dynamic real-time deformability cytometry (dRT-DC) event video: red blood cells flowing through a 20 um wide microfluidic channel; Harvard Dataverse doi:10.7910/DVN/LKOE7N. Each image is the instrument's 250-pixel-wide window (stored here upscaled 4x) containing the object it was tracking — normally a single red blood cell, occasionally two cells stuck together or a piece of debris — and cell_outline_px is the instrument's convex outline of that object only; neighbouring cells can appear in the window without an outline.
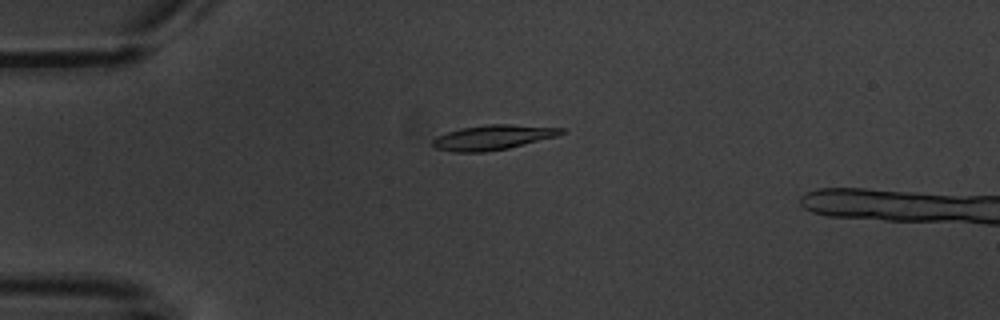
{"species": "common noctule bat (a hibernating species)", "species_latin": "Nyctalus noctula", "temperature_condition": "warm", "stored_images_in_passage": 3, "camera_frame_rate_fps": 3000, "um_per_image_px": 0.085, "animal": {"sex": "male", "body_mass_g": 20.1, "forearm_length_mm": 53.5}, "frame": {"image": 1, "passage_image": 3, "time_ms": 2.667, "image_size_px": [1000, 320], "cell_outline_px": [[564, 132], [556, 136], [508, 148], [484, 152], [452, 152], [436, 148], [432, 144], [432, 140], [436, 136], [460, 128], [488, 124], [508, 124], [564, 128]], "centroid_in_image_um": [41.85, 11.68], "position_along_channel_um": 43.2, "area_um2": 18.44}}